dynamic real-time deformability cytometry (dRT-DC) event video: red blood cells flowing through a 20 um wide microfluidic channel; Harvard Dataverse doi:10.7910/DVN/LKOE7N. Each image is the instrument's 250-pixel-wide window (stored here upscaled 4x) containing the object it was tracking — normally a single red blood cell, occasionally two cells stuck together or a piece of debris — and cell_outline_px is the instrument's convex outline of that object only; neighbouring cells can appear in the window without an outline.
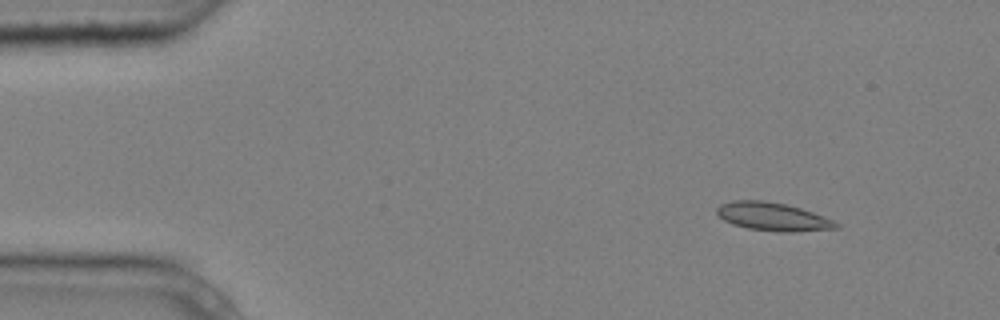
{"species": "common noctule bat (a hibernating species)", "species_latin": "Nyctalus noctula", "temperature_condition": "cold", "stored_images_in_passage": 5, "camera_frame_rate_fps": 3000, "um_per_image_px": 0.085, "animal": {"sex": "male", "body_mass_g": 20.4}, "frame": {"image": 1, "passage_image": 2, "time_ms": 0.333, "image_size_px": [1000, 320], "cell_outline_px": [[840, 228], [796, 232], [776, 232], [748, 228], [732, 224], [724, 220], [716, 212], [716, 208], [720, 204], [732, 200], [760, 200], [784, 204], [800, 208], [812, 212], [832, 220], [840, 224]], "centroid_in_image_um": [65.68, 18.42], "position_along_channel_um": 19.3, "area_um2": 19.59}}
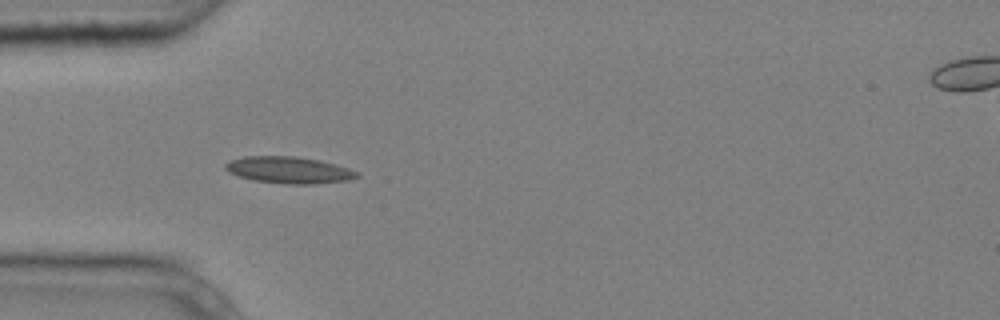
{"frame": {"image": 2, "passage_image": 4, "time_ms": 1.0, "image_size_px": [1000, 320], "cell_outline_px": [[360, 176], [348, 180], [316, 184], [288, 184], [252, 180], [228, 172], [224, 168], [224, 164], [228, 160], [244, 156], [296, 156], [320, 160], [336, 164], [348, 168], [356, 172]], "centroid_in_image_um": [24.52, 14.44], "position_along_channel_um": 60.5, "area_um2": 20.58}}
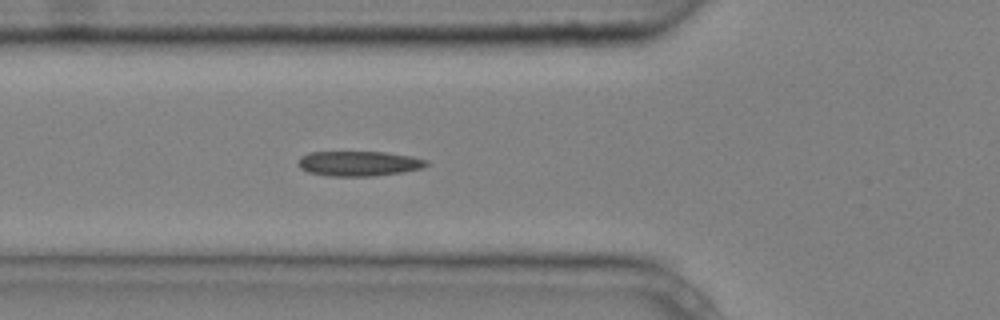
{"frame": {"image": 3, "passage_image": 5, "time_ms": 1.333, "image_size_px": [1000, 320], "cell_outline_px": [[428, 164], [424, 168], [404, 172], [376, 176], [328, 176], [308, 172], [300, 168], [296, 164], [300, 156], [308, 152], [388, 152], [412, 156], [428, 160]], "centroid_in_image_um": [30.51, 13.9], "position_along_channel_um": 95.3, "area_um2": 19.02}}